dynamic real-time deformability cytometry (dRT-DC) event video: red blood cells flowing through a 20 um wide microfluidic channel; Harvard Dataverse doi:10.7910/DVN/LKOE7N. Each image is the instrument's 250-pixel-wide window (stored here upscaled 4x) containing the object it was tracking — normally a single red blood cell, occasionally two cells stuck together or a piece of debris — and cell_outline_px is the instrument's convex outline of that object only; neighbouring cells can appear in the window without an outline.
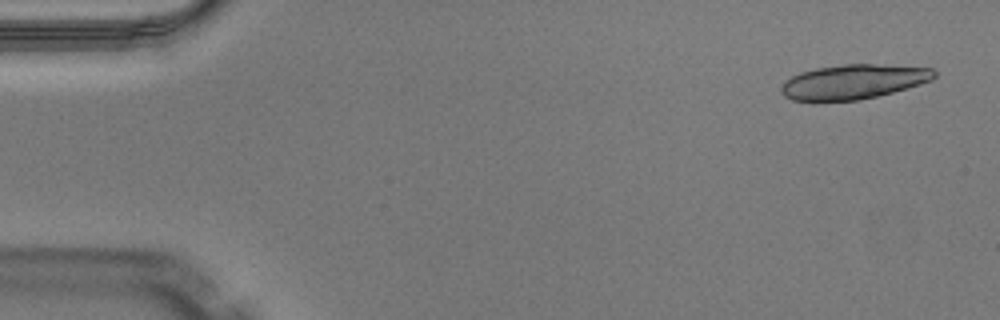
{"species": "Egyptian fruit bat (a non-hibernating species)", "species_latin": "Rousettus aegyptiacus", "temperature_condition": "warm", "stored_images_in_passage": 48, "camera_frame_rate_fps": 3000, "um_per_image_px": 0.085, "animal": {"sex": "male"}, "frame": {"image": 1, "passage_image": 2, "time_ms": 0.333, "image_size_px": [1000, 320], "cell_outline_px": [[936, 76], [932, 80], [920, 84], [892, 92], [860, 100], [816, 104], [812, 104], [792, 100], [784, 96], [780, 92], [780, 88], [792, 76], [800, 72], [816, 68], [844, 64], [876, 64], [932, 68], [936, 72]], "centroid_in_image_um": [72.46, 6.99], "position_along_channel_um": 12.5, "area_um2": 31.56}}
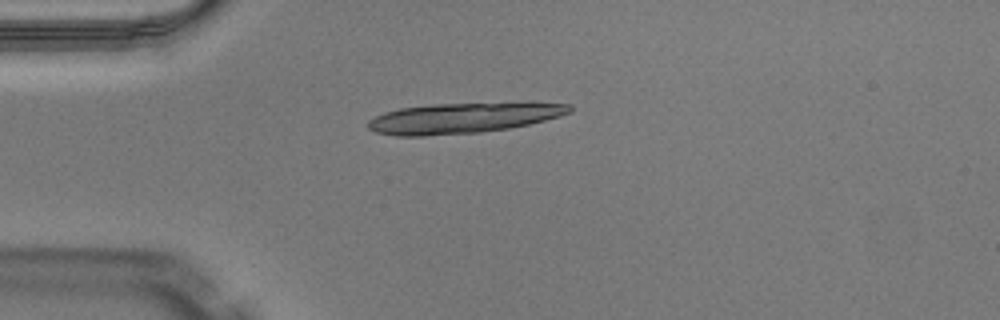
{"frame": {"image": 2, "passage_image": 12, "time_ms": 3.667, "image_size_px": [1000, 320], "cell_outline_px": [[572, 112], [560, 116], [528, 124], [508, 128], [480, 132], [424, 136], [396, 136], [376, 132], [368, 128], [368, 120], [384, 112], [400, 108], [432, 104], [572, 104]], "centroid_in_image_um": [39.26, 10.05], "position_along_channel_um": 45.7, "area_um2": 34.91}}